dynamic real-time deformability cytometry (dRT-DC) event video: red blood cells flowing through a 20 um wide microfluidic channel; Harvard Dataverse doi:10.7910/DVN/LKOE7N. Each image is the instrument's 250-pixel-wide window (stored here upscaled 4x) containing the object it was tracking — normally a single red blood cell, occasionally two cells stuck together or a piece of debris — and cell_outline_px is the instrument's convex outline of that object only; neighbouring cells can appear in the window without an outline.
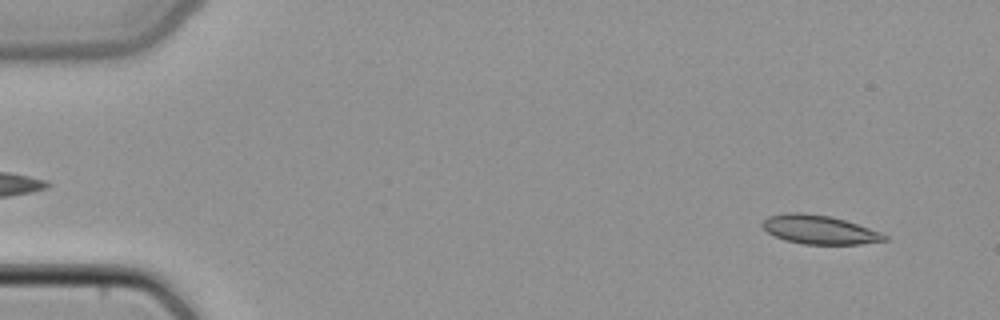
{"species": "common noctule bat (a hibernating species)", "species_latin": "Nyctalus noctula", "temperature_condition": "cold", "stored_images_in_passage": 48, "camera_frame_rate_fps": 3000, "um_per_image_px": 0.085, "animal": {"sex": "female", "body_mass_g": 22.7, "forearm_length_mm": 54.2}, "frame": {"image": 1, "passage_image": 3, "time_ms": 0.667, "image_size_px": [1000, 320], "cell_outline_px": [[888, 240], [860, 244], [804, 244], [784, 240], [768, 232], [760, 224], [768, 216], [784, 212], [800, 212], [832, 216], [880, 232], [888, 236]], "centroid_in_image_um": [69.62, 19.51], "position_along_channel_um": 15.4, "area_um2": 20.46}}
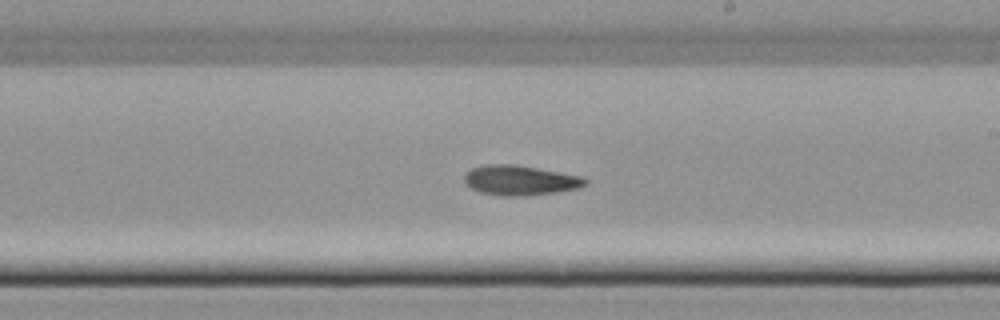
{"frame": {"image": 2, "passage_image": 28, "time_ms": 9.0, "image_size_px": [1000, 320], "cell_outline_px": [[588, 184], [580, 188], [556, 192], [524, 196], [504, 196], [480, 192], [464, 184], [464, 172], [472, 168], [484, 164], [516, 164], [584, 176], [588, 180]], "centroid_in_image_um": [44.22, 15.31], "position_along_channel_um": 244.8, "area_um2": 21.44}}
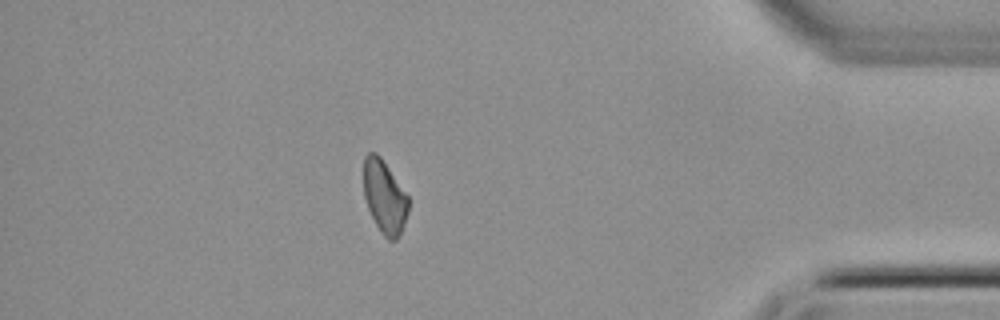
{"frame": {"image": 3, "passage_image": 42, "time_ms": 13.667, "image_size_px": [1000, 320], "cell_outline_px": [[408, 212], [400, 236], [396, 240], [388, 240], [380, 232], [368, 208], [364, 196], [364, 156], [368, 152], [376, 152], [380, 156], [408, 196]], "centroid_in_image_um": [32.68, 16.74], "position_along_channel_um": 402.5, "area_um2": 18.96}}